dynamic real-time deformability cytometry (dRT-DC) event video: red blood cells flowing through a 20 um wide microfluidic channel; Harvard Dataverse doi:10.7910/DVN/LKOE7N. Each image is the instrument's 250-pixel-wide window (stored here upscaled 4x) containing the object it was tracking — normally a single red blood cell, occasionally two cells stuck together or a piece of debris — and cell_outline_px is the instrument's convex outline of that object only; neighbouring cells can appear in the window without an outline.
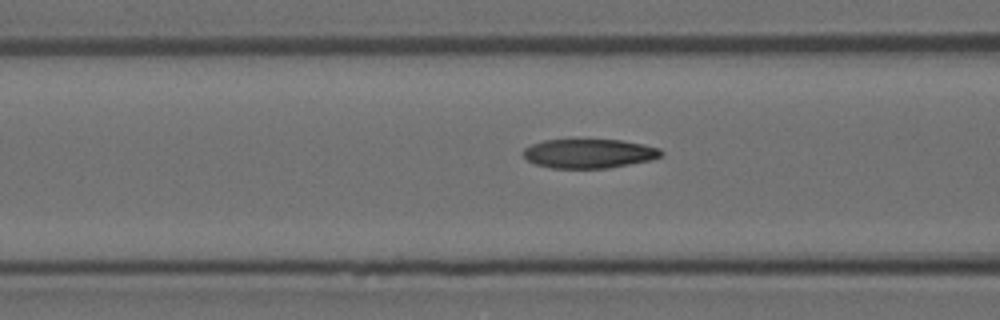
{"species": "Egyptian fruit bat (a non-hibernating species)", "species_latin": "Rousettus aegyptiacus", "temperature_condition": "room temperature", "stored_images_in_passage": 15, "camera_frame_rate_fps": 3000, "um_per_image_px": 0.085, "animal": {"sex": "female"}, "frame": {"image": 1, "passage_image": 13, "time_ms": 4.0, "image_size_px": [1000, 320], "cell_outline_px": [[664, 152], [660, 156], [652, 160], [608, 168], [552, 168], [536, 164], [528, 160], [524, 156], [524, 148], [532, 144], [544, 140], [624, 140], [644, 144], [660, 148]], "centroid_in_image_um": [50.11, 13.05], "position_along_channel_um": 116.5, "area_um2": 23.41}}